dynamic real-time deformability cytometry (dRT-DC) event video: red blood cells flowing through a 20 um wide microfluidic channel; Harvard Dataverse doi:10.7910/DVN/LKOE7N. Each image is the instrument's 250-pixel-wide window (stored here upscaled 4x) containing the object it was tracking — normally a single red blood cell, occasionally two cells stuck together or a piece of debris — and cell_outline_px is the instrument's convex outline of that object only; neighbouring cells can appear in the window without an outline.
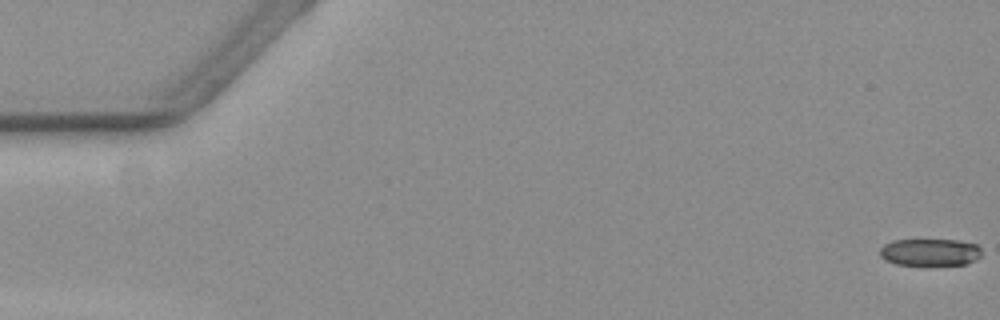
{"species": "common noctule bat (a hibernating species)", "species_latin": "Nyctalus noctula", "temperature_condition": "warm", "stored_images_in_passage": 19, "camera_frame_rate_fps": 3000, "um_per_image_px": 0.085, "animal": {"sex": "female", "body_mass_g": 19.3, "forearm_length_mm": 54.1}, "frame": {"image": 1, "passage_image": 1, "time_ms": 0.0, "image_size_px": [1000, 320], "cell_outline_px": [[980, 256], [964, 264], [896, 264], [884, 260], [880, 256], [880, 248], [884, 244], [892, 240], [956, 240], [976, 244], [980, 248]], "centroid_in_image_um": [78.99, 21.42], "position_along_channel_um": 6.0, "area_um2": 15.78}}
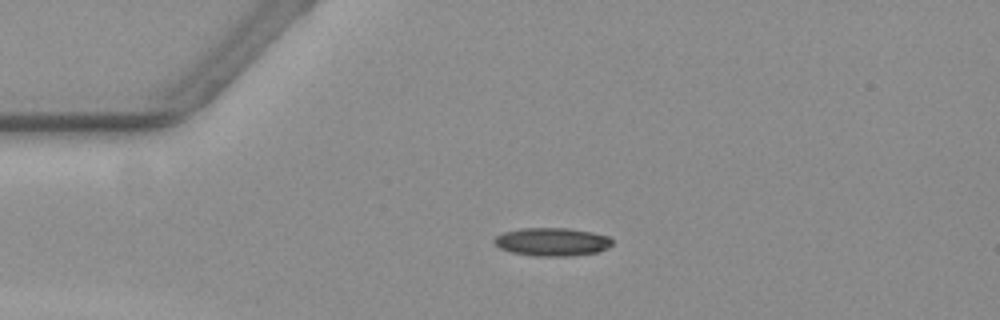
{"frame": {"image": 2, "passage_image": 14, "time_ms": 4.333, "image_size_px": [1000, 320], "cell_outline_px": [[612, 244], [608, 248], [596, 252], [568, 256], [532, 256], [512, 252], [500, 248], [492, 240], [496, 236], [504, 232], [520, 228], [568, 228], [592, 232], [608, 236], [612, 240]], "centroid_in_image_um": [46.92, 20.55], "position_along_channel_um": 38.1, "area_um2": 19.36}}